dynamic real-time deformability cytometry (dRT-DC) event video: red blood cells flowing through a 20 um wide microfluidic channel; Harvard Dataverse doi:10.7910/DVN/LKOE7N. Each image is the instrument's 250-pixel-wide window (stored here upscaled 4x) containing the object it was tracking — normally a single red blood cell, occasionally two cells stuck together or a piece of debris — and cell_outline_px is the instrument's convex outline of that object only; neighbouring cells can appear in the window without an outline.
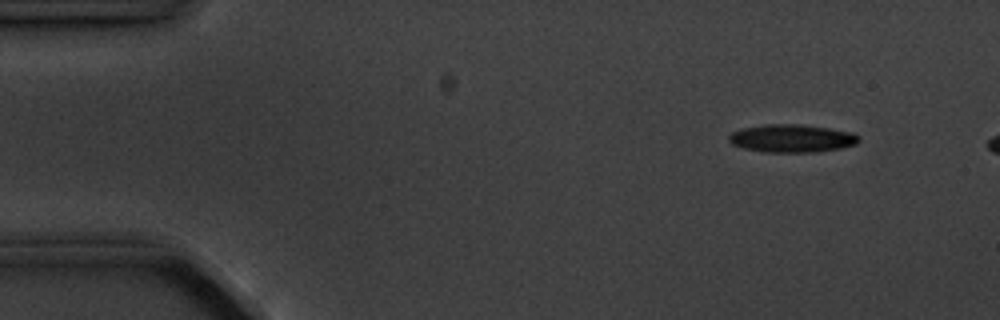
{"species": "common noctule bat (a hibernating species)", "species_latin": "Nyctalus noctula", "temperature_condition": "cold", "stored_images_in_passage": 4, "camera_frame_rate_fps": 3000, "um_per_image_px": 0.085, "animal": {"sex": "male", "body_mass_g": 20.1, "forearm_length_mm": 53.5}, "frame": {"image": 1, "passage_image": 2, "time_ms": 1.0, "image_size_px": [1000, 320], "cell_outline_px": [[860, 140], [856, 144], [840, 148], [820, 152], [764, 152], [744, 148], [732, 144], [728, 140], [728, 136], [732, 132], [740, 128], [764, 124], [800, 124], [828, 128], [852, 132], [860, 136]], "centroid_in_image_um": [67.3, 11.76], "position_along_channel_um": 17.7, "area_um2": 21.33}}